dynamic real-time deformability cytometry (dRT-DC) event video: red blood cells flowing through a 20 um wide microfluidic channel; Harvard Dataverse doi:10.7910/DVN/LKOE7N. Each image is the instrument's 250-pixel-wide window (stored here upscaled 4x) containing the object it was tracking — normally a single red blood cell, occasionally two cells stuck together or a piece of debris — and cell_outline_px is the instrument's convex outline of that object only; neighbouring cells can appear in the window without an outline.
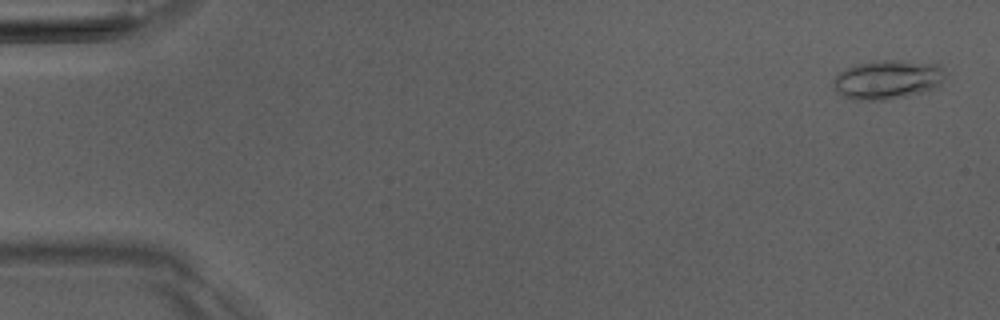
{"species": "Egyptian fruit bat (a non-hibernating species)", "species_latin": "Rousettus aegyptiacus", "temperature_condition": "room temperature", "stored_images_in_passage": 5, "camera_frame_rate_fps": 3000, "um_per_image_px": 0.085, "animal": {"sex": "male"}, "frame": {"image": 1, "passage_image": 1, "time_ms": 0.0, "image_size_px": [1000, 320], "cell_outline_px": [[944, 76], [932, 88], [920, 92], [904, 96], [880, 100], [856, 100], [844, 96], [836, 92], [832, 88], [836, 76], [840, 72], [856, 64], [872, 60], [900, 60], [940, 64], [944, 72]], "centroid_in_image_um": [75.38, 6.74], "position_along_channel_um": 9.6, "area_um2": 25.09}}